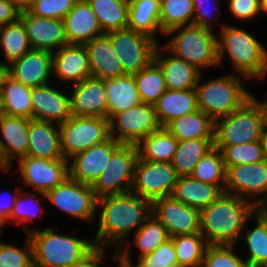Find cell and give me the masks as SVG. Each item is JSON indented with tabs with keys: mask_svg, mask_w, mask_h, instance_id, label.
<instances>
[{
	"mask_svg": "<svg viewBox=\"0 0 267 267\" xmlns=\"http://www.w3.org/2000/svg\"><path fill=\"white\" fill-rule=\"evenodd\" d=\"M97 205L103 209L93 240L96 247L116 244L121 250L130 231L139 228L152 215V201L132 191L101 197Z\"/></svg>",
	"mask_w": 267,
	"mask_h": 267,
	"instance_id": "6da1fadb",
	"label": "cell"
},
{
	"mask_svg": "<svg viewBox=\"0 0 267 267\" xmlns=\"http://www.w3.org/2000/svg\"><path fill=\"white\" fill-rule=\"evenodd\" d=\"M257 210L253 200L223 192L200 211V233L207 244L236 245L246 222Z\"/></svg>",
	"mask_w": 267,
	"mask_h": 267,
	"instance_id": "7a4b0ae2",
	"label": "cell"
},
{
	"mask_svg": "<svg viewBox=\"0 0 267 267\" xmlns=\"http://www.w3.org/2000/svg\"><path fill=\"white\" fill-rule=\"evenodd\" d=\"M24 229L32 243L34 267H72L96 247L92 241L60 235L52 228Z\"/></svg>",
	"mask_w": 267,
	"mask_h": 267,
	"instance_id": "3957f363",
	"label": "cell"
},
{
	"mask_svg": "<svg viewBox=\"0 0 267 267\" xmlns=\"http://www.w3.org/2000/svg\"><path fill=\"white\" fill-rule=\"evenodd\" d=\"M217 37L218 62L227 52L236 71L243 77L263 78L267 73V49L243 29L222 25ZM225 51V52H224Z\"/></svg>",
	"mask_w": 267,
	"mask_h": 267,
	"instance_id": "277c9868",
	"label": "cell"
},
{
	"mask_svg": "<svg viewBox=\"0 0 267 267\" xmlns=\"http://www.w3.org/2000/svg\"><path fill=\"white\" fill-rule=\"evenodd\" d=\"M176 31L178 34L163 49L172 52L175 57L185 60L198 70L219 64L217 35L211 28L190 24L183 29H171L166 34Z\"/></svg>",
	"mask_w": 267,
	"mask_h": 267,
	"instance_id": "5b68a950",
	"label": "cell"
},
{
	"mask_svg": "<svg viewBox=\"0 0 267 267\" xmlns=\"http://www.w3.org/2000/svg\"><path fill=\"white\" fill-rule=\"evenodd\" d=\"M240 78L225 75L199 84L195 87L198 109L214 121L228 116L251 98L249 91L242 86Z\"/></svg>",
	"mask_w": 267,
	"mask_h": 267,
	"instance_id": "8992f818",
	"label": "cell"
},
{
	"mask_svg": "<svg viewBox=\"0 0 267 267\" xmlns=\"http://www.w3.org/2000/svg\"><path fill=\"white\" fill-rule=\"evenodd\" d=\"M264 129L261 108L251 97L233 113L215 120L214 146L262 141Z\"/></svg>",
	"mask_w": 267,
	"mask_h": 267,
	"instance_id": "52a82bcc",
	"label": "cell"
},
{
	"mask_svg": "<svg viewBox=\"0 0 267 267\" xmlns=\"http://www.w3.org/2000/svg\"><path fill=\"white\" fill-rule=\"evenodd\" d=\"M59 134L63 157L69 161L77 153L110 138L109 119L71 115L59 124Z\"/></svg>",
	"mask_w": 267,
	"mask_h": 267,
	"instance_id": "ba28073f",
	"label": "cell"
},
{
	"mask_svg": "<svg viewBox=\"0 0 267 267\" xmlns=\"http://www.w3.org/2000/svg\"><path fill=\"white\" fill-rule=\"evenodd\" d=\"M137 159V146L121 143L113 151L105 171L92 186L96 198L129 192Z\"/></svg>",
	"mask_w": 267,
	"mask_h": 267,
	"instance_id": "9c48e42d",
	"label": "cell"
},
{
	"mask_svg": "<svg viewBox=\"0 0 267 267\" xmlns=\"http://www.w3.org/2000/svg\"><path fill=\"white\" fill-rule=\"evenodd\" d=\"M111 40L123 72L134 75L154 58L158 41L132 29H120L106 33Z\"/></svg>",
	"mask_w": 267,
	"mask_h": 267,
	"instance_id": "30bf717a",
	"label": "cell"
},
{
	"mask_svg": "<svg viewBox=\"0 0 267 267\" xmlns=\"http://www.w3.org/2000/svg\"><path fill=\"white\" fill-rule=\"evenodd\" d=\"M109 127L110 137L119 143L137 145L149 134L159 130L161 125L158 122L154 105L140 103L114 114L109 119ZM115 132L118 133L117 136Z\"/></svg>",
	"mask_w": 267,
	"mask_h": 267,
	"instance_id": "8fae6325",
	"label": "cell"
},
{
	"mask_svg": "<svg viewBox=\"0 0 267 267\" xmlns=\"http://www.w3.org/2000/svg\"><path fill=\"white\" fill-rule=\"evenodd\" d=\"M177 175L169 162H152L137 159L130 191L154 201L169 196L177 182Z\"/></svg>",
	"mask_w": 267,
	"mask_h": 267,
	"instance_id": "7c38bea8",
	"label": "cell"
},
{
	"mask_svg": "<svg viewBox=\"0 0 267 267\" xmlns=\"http://www.w3.org/2000/svg\"><path fill=\"white\" fill-rule=\"evenodd\" d=\"M58 209L80 220H92L97 198L92 186L68 177L63 183L45 193Z\"/></svg>",
	"mask_w": 267,
	"mask_h": 267,
	"instance_id": "4fadbf2b",
	"label": "cell"
},
{
	"mask_svg": "<svg viewBox=\"0 0 267 267\" xmlns=\"http://www.w3.org/2000/svg\"><path fill=\"white\" fill-rule=\"evenodd\" d=\"M19 160L21 176L26 185L32 186L39 195L63 183L69 177L67 159H42L23 156Z\"/></svg>",
	"mask_w": 267,
	"mask_h": 267,
	"instance_id": "5bb4252c",
	"label": "cell"
},
{
	"mask_svg": "<svg viewBox=\"0 0 267 267\" xmlns=\"http://www.w3.org/2000/svg\"><path fill=\"white\" fill-rule=\"evenodd\" d=\"M152 214L165 226L170 237L200 233V210L170 196L152 201Z\"/></svg>",
	"mask_w": 267,
	"mask_h": 267,
	"instance_id": "9a60e30c",
	"label": "cell"
},
{
	"mask_svg": "<svg viewBox=\"0 0 267 267\" xmlns=\"http://www.w3.org/2000/svg\"><path fill=\"white\" fill-rule=\"evenodd\" d=\"M113 137L103 143L94 145L72 157L69 165V177L83 184L93 186L106 165L113 151L120 145Z\"/></svg>",
	"mask_w": 267,
	"mask_h": 267,
	"instance_id": "2e32d148",
	"label": "cell"
},
{
	"mask_svg": "<svg viewBox=\"0 0 267 267\" xmlns=\"http://www.w3.org/2000/svg\"><path fill=\"white\" fill-rule=\"evenodd\" d=\"M32 49L53 52L68 45L64 22L61 19L44 18L22 8L20 13Z\"/></svg>",
	"mask_w": 267,
	"mask_h": 267,
	"instance_id": "e0dca14e",
	"label": "cell"
},
{
	"mask_svg": "<svg viewBox=\"0 0 267 267\" xmlns=\"http://www.w3.org/2000/svg\"><path fill=\"white\" fill-rule=\"evenodd\" d=\"M224 192L248 201L250 196L254 198L262 193L267 196V160L229 166L226 169Z\"/></svg>",
	"mask_w": 267,
	"mask_h": 267,
	"instance_id": "ac0fdd59",
	"label": "cell"
},
{
	"mask_svg": "<svg viewBox=\"0 0 267 267\" xmlns=\"http://www.w3.org/2000/svg\"><path fill=\"white\" fill-rule=\"evenodd\" d=\"M52 70V52L31 49L8 65V74L28 87L47 84Z\"/></svg>",
	"mask_w": 267,
	"mask_h": 267,
	"instance_id": "d6986e66",
	"label": "cell"
},
{
	"mask_svg": "<svg viewBox=\"0 0 267 267\" xmlns=\"http://www.w3.org/2000/svg\"><path fill=\"white\" fill-rule=\"evenodd\" d=\"M70 95L71 114L107 118V94L104 80L88 78L76 83Z\"/></svg>",
	"mask_w": 267,
	"mask_h": 267,
	"instance_id": "ffe728a7",
	"label": "cell"
},
{
	"mask_svg": "<svg viewBox=\"0 0 267 267\" xmlns=\"http://www.w3.org/2000/svg\"><path fill=\"white\" fill-rule=\"evenodd\" d=\"M32 118L64 123L71 114L70 97L44 84L31 88Z\"/></svg>",
	"mask_w": 267,
	"mask_h": 267,
	"instance_id": "44dd1931",
	"label": "cell"
},
{
	"mask_svg": "<svg viewBox=\"0 0 267 267\" xmlns=\"http://www.w3.org/2000/svg\"><path fill=\"white\" fill-rule=\"evenodd\" d=\"M30 119L3 114L0 116V154L9 168L14 158L27 155Z\"/></svg>",
	"mask_w": 267,
	"mask_h": 267,
	"instance_id": "7402d4cb",
	"label": "cell"
},
{
	"mask_svg": "<svg viewBox=\"0 0 267 267\" xmlns=\"http://www.w3.org/2000/svg\"><path fill=\"white\" fill-rule=\"evenodd\" d=\"M52 70L62 81L82 82L91 78L89 58L84 45L68 44L52 52Z\"/></svg>",
	"mask_w": 267,
	"mask_h": 267,
	"instance_id": "603a6c76",
	"label": "cell"
},
{
	"mask_svg": "<svg viewBox=\"0 0 267 267\" xmlns=\"http://www.w3.org/2000/svg\"><path fill=\"white\" fill-rule=\"evenodd\" d=\"M63 22L68 44L84 45L104 34L87 0H77Z\"/></svg>",
	"mask_w": 267,
	"mask_h": 267,
	"instance_id": "cb8c5ba5",
	"label": "cell"
},
{
	"mask_svg": "<svg viewBox=\"0 0 267 267\" xmlns=\"http://www.w3.org/2000/svg\"><path fill=\"white\" fill-rule=\"evenodd\" d=\"M42 159H65L60 146L59 124L30 119L27 155Z\"/></svg>",
	"mask_w": 267,
	"mask_h": 267,
	"instance_id": "d4e9b609",
	"label": "cell"
},
{
	"mask_svg": "<svg viewBox=\"0 0 267 267\" xmlns=\"http://www.w3.org/2000/svg\"><path fill=\"white\" fill-rule=\"evenodd\" d=\"M93 78L106 80L126 75L111 43L104 33L84 44Z\"/></svg>",
	"mask_w": 267,
	"mask_h": 267,
	"instance_id": "484cf974",
	"label": "cell"
},
{
	"mask_svg": "<svg viewBox=\"0 0 267 267\" xmlns=\"http://www.w3.org/2000/svg\"><path fill=\"white\" fill-rule=\"evenodd\" d=\"M158 46L155 49L153 60L159 65L163 73L167 89H195L201 76V70H198L185 60L175 57L173 54L166 57Z\"/></svg>",
	"mask_w": 267,
	"mask_h": 267,
	"instance_id": "4316f807",
	"label": "cell"
},
{
	"mask_svg": "<svg viewBox=\"0 0 267 267\" xmlns=\"http://www.w3.org/2000/svg\"><path fill=\"white\" fill-rule=\"evenodd\" d=\"M222 193L223 191L217 185L201 182L191 176H186L177 179L169 196L201 211L207 208Z\"/></svg>",
	"mask_w": 267,
	"mask_h": 267,
	"instance_id": "83f0119b",
	"label": "cell"
},
{
	"mask_svg": "<svg viewBox=\"0 0 267 267\" xmlns=\"http://www.w3.org/2000/svg\"><path fill=\"white\" fill-rule=\"evenodd\" d=\"M154 107L159 124L165 127L172 120L198 110L196 89H167Z\"/></svg>",
	"mask_w": 267,
	"mask_h": 267,
	"instance_id": "f1b7e54d",
	"label": "cell"
},
{
	"mask_svg": "<svg viewBox=\"0 0 267 267\" xmlns=\"http://www.w3.org/2000/svg\"><path fill=\"white\" fill-rule=\"evenodd\" d=\"M107 94V118L142 103L133 75L104 80Z\"/></svg>",
	"mask_w": 267,
	"mask_h": 267,
	"instance_id": "f546056e",
	"label": "cell"
},
{
	"mask_svg": "<svg viewBox=\"0 0 267 267\" xmlns=\"http://www.w3.org/2000/svg\"><path fill=\"white\" fill-rule=\"evenodd\" d=\"M165 128L178 140L214 139L215 121L198 109L172 120Z\"/></svg>",
	"mask_w": 267,
	"mask_h": 267,
	"instance_id": "4dcf8cb0",
	"label": "cell"
},
{
	"mask_svg": "<svg viewBox=\"0 0 267 267\" xmlns=\"http://www.w3.org/2000/svg\"><path fill=\"white\" fill-rule=\"evenodd\" d=\"M136 146L141 160L171 163L178 146V139L165 127H161L142 139Z\"/></svg>",
	"mask_w": 267,
	"mask_h": 267,
	"instance_id": "1f68e13d",
	"label": "cell"
},
{
	"mask_svg": "<svg viewBox=\"0 0 267 267\" xmlns=\"http://www.w3.org/2000/svg\"><path fill=\"white\" fill-rule=\"evenodd\" d=\"M161 0H135L129 4L128 28L154 40L160 27Z\"/></svg>",
	"mask_w": 267,
	"mask_h": 267,
	"instance_id": "d6a6232c",
	"label": "cell"
},
{
	"mask_svg": "<svg viewBox=\"0 0 267 267\" xmlns=\"http://www.w3.org/2000/svg\"><path fill=\"white\" fill-rule=\"evenodd\" d=\"M214 148V139L178 140L171 161L177 177L190 176L200 159Z\"/></svg>",
	"mask_w": 267,
	"mask_h": 267,
	"instance_id": "836d02e7",
	"label": "cell"
},
{
	"mask_svg": "<svg viewBox=\"0 0 267 267\" xmlns=\"http://www.w3.org/2000/svg\"><path fill=\"white\" fill-rule=\"evenodd\" d=\"M3 114L32 119L31 87L24 86L9 74L2 83Z\"/></svg>",
	"mask_w": 267,
	"mask_h": 267,
	"instance_id": "e575fe53",
	"label": "cell"
},
{
	"mask_svg": "<svg viewBox=\"0 0 267 267\" xmlns=\"http://www.w3.org/2000/svg\"><path fill=\"white\" fill-rule=\"evenodd\" d=\"M103 33L128 28L129 4L122 0H87Z\"/></svg>",
	"mask_w": 267,
	"mask_h": 267,
	"instance_id": "d590c367",
	"label": "cell"
},
{
	"mask_svg": "<svg viewBox=\"0 0 267 267\" xmlns=\"http://www.w3.org/2000/svg\"><path fill=\"white\" fill-rule=\"evenodd\" d=\"M123 249L122 251L117 249L113 256L115 260L120 261L127 267H179L175 247L171 238L160 244L152 253L138 258L136 265L131 263L127 248L125 247Z\"/></svg>",
	"mask_w": 267,
	"mask_h": 267,
	"instance_id": "8d00e7d4",
	"label": "cell"
},
{
	"mask_svg": "<svg viewBox=\"0 0 267 267\" xmlns=\"http://www.w3.org/2000/svg\"><path fill=\"white\" fill-rule=\"evenodd\" d=\"M0 47H2L5 54V60L8 67L14 61L21 58L27 51L31 50L28 35L22 21L0 26Z\"/></svg>",
	"mask_w": 267,
	"mask_h": 267,
	"instance_id": "74e56055",
	"label": "cell"
},
{
	"mask_svg": "<svg viewBox=\"0 0 267 267\" xmlns=\"http://www.w3.org/2000/svg\"><path fill=\"white\" fill-rule=\"evenodd\" d=\"M133 76L142 103L154 105L167 90L163 73L154 60Z\"/></svg>",
	"mask_w": 267,
	"mask_h": 267,
	"instance_id": "f35d334b",
	"label": "cell"
},
{
	"mask_svg": "<svg viewBox=\"0 0 267 267\" xmlns=\"http://www.w3.org/2000/svg\"><path fill=\"white\" fill-rule=\"evenodd\" d=\"M179 267H202L207 242L201 233L170 237Z\"/></svg>",
	"mask_w": 267,
	"mask_h": 267,
	"instance_id": "ab89813d",
	"label": "cell"
},
{
	"mask_svg": "<svg viewBox=\"0 0 267 267\" xmlns=\"http://www.w3.org/2000/svg\"><path fill=\"white\" fill-rule=\"evenodd\" d=\"M193 17V0H161L160 27L162 34L177 27L183 28L193 24Z\"/></svg>",
	"mask_w": 267,
	"mask_h": 267,
	"instance_id": "60d3db41",
	"label": "cell"
},
{
	"mask_svg": "<svg viewBox=\"0 0 267 267\" xmlns=\"http://www.w3.org/2000/svg\"><path fill=\"white\" fill-rule=\"evenodd\" d=\"M190 176L198 181L217 185L224 192L226 168L221 151L215 147L210 150L200 159Z\"/></svg>",
	"mask_w": 267,
	"mask_h": 267,
	"instance_id": "b9f144b4",
	"label": "cell"
},
{
	"mask_svg": "<svg viewBox=\"0 0 267 267\" xmlns=\"http://www.w3.org/2000/svg\"><path fill=\"white\" fill-rule=\"evenodd\" d=\"M256 219V227L248 230L244 235L246 244L249 249V257L246 259L248 267H261L267 264V219L259 211L254 214Z\"/></svg>",
	"mask_w": 267,
	"mask_h": 267,
	"instance_id": "7bdbcfd3",
	"label": "cell"
},
{
	"mask_svg": "<svg viewBox=\"0 0 267 267\" xmlns=\"http://www.w3.org/2000/svg\"><path fill=\"white\" fill-rule=\"evenodd\" d=\"M134 244L141 252L138 258L152 253L170 236L165 226L152 214L135 232Z\"/></svg>",
	"mask_w": 267,
	"mask_h": 267,
	"instance_id": "ee69618b",
	"label": "cell"
},
{
	"mask_svg": "<svg viewBox=\"0 0 267 267\" xmlns=\"http://www.w3.org/2000/svg\"><path fill=\"white\" fill-rule=\"evenodd\" d=\"M221 151L225 168L265 160L262 141L231 146H214Z\"/></svg>",
	"mask_w": 267,
	"mask_h": 267,
	"instance_id": "f6af8a7d",
	"label": "cell"
},
{
	"mask_svg": "<svg viewBox=\"0 0 267 267\" xmlns=\"http://www.w3.org/2000/svg\"><path fill=\"white\" fill-rule=\"evenodd\" d=\"M234 245L208 244L202 267H248L246 260L234 253Z\"/></svg>",
	"mask_w": 267,
	"mask_h": 267,
	"instance_id": "bcb514c9",
	"label": "cell"
},
{
	"mask_svg": "<svg viewBox=\"0 0 267 267\" xmlns=\"http://www.w3.org/2000/svg\"><path fill=\"white\" fill-rule=\"evenodd\" d=\"M24 248L0 242V267H34L33 247L27 235Z\"/></svg>",
	"mask_w": 267,
	"mask_h": 267,
	"instance_id": "7dc6e473",
	"label": "cell"
},
{
	"mask_svg": "<svg viewBox=\"0 0 267 267\" xmlns=\"http://www.w3.org/2000/svg\"><path fill=\"white\" fill-rule=\"evenodd\" d=\"M77 0H32L26 9L37 16L52 19L63 18L74 8Z\"/></svg>",
	"mask_w": 267,
	"mask_h": 267,
	"instance_id": "c3c4849f",
	"label": "cell"
},
{
	"mask_svg": "<svg viewBox=\"0 0 267 267\" xmlns=\"http://www.w3.org/2000/svg\"><path fill=\"white\" fill-rule=\"evenodd\" d=\"M26 197V200L27 201H24V197L21 198L20 196L17 195V198H16V201H15V204L13 206V210H12V213L8 219V221H11V220H15V222L17 221V223H20V222H26V221H31L34 217H41L42 216V213H43V208L42 210L41 209H38V210H35L34 212L32 211V205L36 203V206H40L39 204V200H34V197H36V194H33L31 195L30 197H27V195L25 196ZM29 201V203H27ZM32 201V203H31ZM35 201V202H34ZM32 205H31V204ZM38 214V216H37Z\"/></svg>",
	"mask_w": 267,
	"mask_h": 267,
	"instance_id": "681fc988",
	"label": "cell"
},
{
	"mask_svg": "<svg viewBox=\"0 0 267 267\" xmlns=\"http://www.w3.org/2000/svg\"><path fill=\"white\" fill-rule=\"evenodd\" d=\"M229 9L236 18L248 20L260 14V0H229Z\"/></svg>",
	"mask_w": 267,
	"mask_h": 267,
	"instance_id": "f907efd6",
	"label": "cell"
},
{
	"mask_svg": "<svg viewBox=\"0 0 267 267\" xmlns=\"http://www.w3.org/2000/svg\"><path fill=\"white\" fill-rule=\"evenodd\" d=\"M22 7L14 0H0V26L20 19Z\"/></svg>",
	"mask_w": 267,
	"mask_h": 267,
	"instance_id": "816d5d0a",
	"label": "cell"
},
{
	"mask_svg": "<svg viewBox=\"0 0 267 267\" xmlns=\"http://www.w3.org/2000/svg\"><path fill=\"white\" fill-rule=\"evenodd\" d=\"M194 1V17H193V24L199 25L201 27L210 28L209 26V16H210V7L209 2L210 0H193ZM215 10H218L219 4L215 2ZM215 12V11H214Z\"/></svg>",
	"mask_w": 267,
	"mask_h": 267,
	"instance_id": "f5cc1de1",
	"label": "cell"
},
{
	"mask_svg": "<svg viewBox=\"0 0 267 267\" xmlns=\"http://www.w3.org/2000/svg\"><path fill=\"white\" fill-rule=\"evenodd\" d=\"M103 250V247H95L87 256L72 267H99V262L105 255Z\"/></svg>",
	"mask_w": 267,
	"mask_h": 267,
	"instance_id": "db71d44e",
	"label": "cell"
},
{
	"mask_svg": "<svg viewBox=\"0 0 267 267\" xmlns=\"http://www.w3.org/2000/svg\"><path fill=\"white\" fill-rule=\"evenodd\" d=\"M4 195V194H2ZM18 194H15V196L10 195L7 196L9 197L7 204L6 203H1V201L3 200L2 198L0 199V219H2L5 223L7 222V220L9 219L12 210H13V206L15 204L16 198H17Z\"/></svg>",
	"mask_w": 267,
	"mask_h": 267,
	"instance_id": "11a10c76",
	"label": "cell"
},
{
	"mask_svg": "<svg viewBox=\"0 0 267 267\" xmlns=\"http://www.w3.org/2000/svg\"><path fill=\"white\" fill-rule=\"evenodd\" d=\"M254 204L258 207V210L266 217L267 219V197L263 199L255 200Z\"/></svg>",
	"mask_w": 267,
	"mask_h": 267,
	"instance_id": "9f6ffc18",
	"label": "cell"
},
{
	"mask_svg": "<svg viewBox=\"0 0 267 267\" xmlns=\"http://www.w3.org/2000/svg\"><path fill=\"white\" fill-rule=\"evenodd\" d=\"M251 97L256 101L258 106L261 108L262 114H263V119H264V124L265 127H267V101L265 102H259L255 96L251 95Z\"/></svg>",
	"mask_w": 267,
	"mask_h": 267,
	"instance_id": "6f0895ef",
	"label": "cell"
},
{
	"mask_svg": "<svg viewBox=\"0 0 267 267\" xmlns=\"http://www.w3.org/2000/svg\"><path fill=\"white\" fill-rule=\"evenodd\" d=\"M7 74H8V67L5 65V63L0 62V91L2 89L3 80Z\"/></svg>",
	"mask_w": 267,
	"mask_h": 267,
	"instance_id": "680465c9",
	"label": "cell"
},
{
	"mask_svg": "<svg viewBox=\"0 0 267 267\" xmlns=\"http://www.w3.org/2000/svg\"><path fill=\"white\" fill-rule=\"evenodd\" d=\"M262 144L264 149V157L267 160V127H265L264 133L262 135Z\"/></svg>",
	"mask_w": 267,
	"mask_h": 267,
	"instance_id": "91938a15",
	"label": "cell"
},
{
	"mask_svg": "<svg viewBox=\"0 0 267 267\" xmlns=\"http://www.w3.org/2000/svg\"><path fill=\"white\" fill-rule=\"evenodd\" d=\"M260 12L267 13V0H260Z\"/></svg>",
	"mask_w": 267,
	"mask_h": 267,
	"instance_id": "94428289",
	"label": "cell"
},
{
	"mask_svg": "<svg viewBox=\"0 0 267 267\" xmlns=\"http://www.w3.org/2000/svg\"><path fill=\"white\" fill-rule=\"evenodd\" d=\"M17 2L22 8H26L27 5L32 1V0H14Z\"/></svg>",
	"mask_w": 267,
	"mask_h": 267,
	"instance_id": "6125c7cd",
	"label": "cell"
},
{
	"mask_svg": "<svg viewBox=\"0 0 267 267\" xmlns=\"http://www.w3.org/2000/svg\"><path fill=\"white\" fill-rule=\"evenodd\" d=\"M0 169L4 170V171H7V170L9 171V169H10L3 163V159L1 157V154H0Z\"/></svg>",
	"mask_w": 267,
	"mask_h": 267,
	"instance_id": "be15d7a7",
	"label": "cell"
},
{
	"mask_svg": "<svg viewBox=\"0 0 267 267\" xmlns=\"http://www.w3.org/2000/svg\"><path fill=\"white\" fill-rule=\"evenodd\" d=\"M3 115V100H2V94L0 91V116Z\"/></svg>",
	"mask_w": 267,
	"mask_h": 267,
	"instance_id": "e7e4bbea",
	"label": "cell"
},
{
	"mask_svg": "<svg viewBox=\"0 0 267 267\" xmlns=\"http://www.w3.org/2000/svg\"><path fill=\"white\" fill-rule=\"evenodd\" d=\"M4 224H6V223H5L2 219H0V231H1L2 226H3Z\"/></svg>",
	"mask_w": 267,
	"mask_h": 267,
	"instance_id": "03108f58",
	"label": "cell"
},
{
	"mask_svg": "<svg viewBox=\"0 0 267 267\" xmlns=\"http://www.w3.org/2000/svg\"><path fill=\"white\" fill-rule=\"evenodd\" d=\"M117 263H119V267H127L126 265H124V264L121 263L120 261H118Z\"/></svg>",
	"mask_w": 267,
	"mask_h": 267,
	"instance_id": "003e7915",
	"label": "cell"
},
{
	"mask_svg": "<svg viewBox=\"0 0 267 267\" xmlns=\"http://www.w3.org/2000/svg\"><path fill=\"white\" fill-rule=\"evenodd\" d=\"M122 1H124V2H126V3H128V4H130L131 2H133V1H135V0H122Z\"/></svg>",
	"mask_w": 267,
	"mask_h": 267,
	"instance_id": "a7ac6f4b",
	"label": "cell"
}]
</instances>
